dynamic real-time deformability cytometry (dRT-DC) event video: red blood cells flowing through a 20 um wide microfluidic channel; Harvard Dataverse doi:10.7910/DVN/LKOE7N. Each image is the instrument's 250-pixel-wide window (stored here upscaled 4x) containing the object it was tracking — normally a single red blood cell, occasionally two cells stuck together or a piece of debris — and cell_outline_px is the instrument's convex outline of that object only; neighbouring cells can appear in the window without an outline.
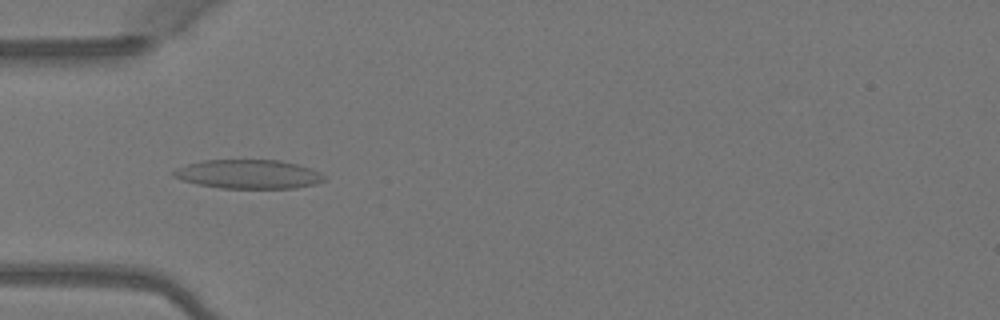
{"species": "Egyptian fruit bat (a non-hibernating species)", "species_latin": "Rousettus aegyptiacus", "temperature_condition": "warm", "stored_images_in_passage": 6, "camera_frame_rate_fps": 3000, "um_per_image_px": 0.085, "animal": {"sex": "female"}, "frame": {"image": 1, "passage_image": 4, "time_ms": 1.0, "image_size_px": [1000, 320], "cell_outline_px": [[324, 180], [316, 184], [296, 188], [220, 188], [200, 184], [184, 180], [172, 176], [172, 172], [176, 168], [188, 164], [204, 160], [280, 160], [312, 168], [320, 172], [324, 176]], "centroid_in_image_um": [21.15, 14.8], "position_along_channel_um": 63.9, "area_um2": 25.32}}
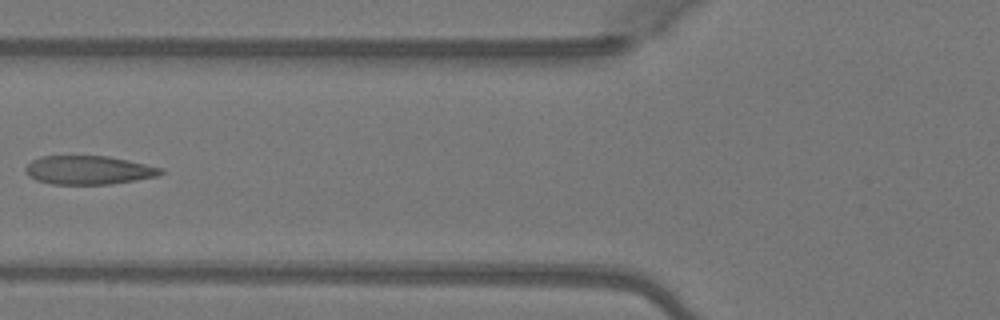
{"frame": {"image": 2, "passage_image": 5, "time_ms": 1.333, "image_size_px": [1000, 320], "cell_outline_px": [[164, 172], [156, 176], [136, 180], [108, 184], [52, 184], [36, 180], [28, 176], [24, 168], [32, 160], [40, 156], [108, 156], [128, 160], [164, 168]], "centroid_in_image_um": [7.52, 14.45], "position_along_channel_um": 118.3, "area_um2": 22.6}}
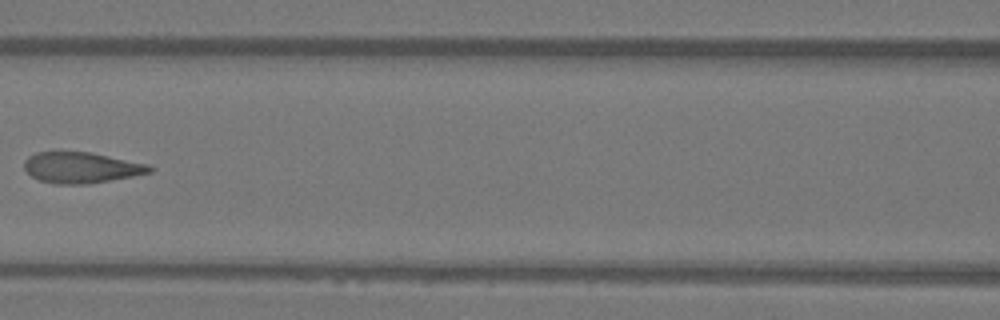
{"frame": {"image": 3, "passage_image": 6, "time_ms": 1.667, "image_size_px": [1000, 320], "cell_outline_px": [[156, 168], [152, 172], [132, 176], [88, 184], [56, 184], [40, 180], [32, 176], [24, 168], [24, 160], [28, 156], [36, 152], [92, 152], [148, 164]], "centroid_in_image_um": [6.93, 14.24], "position_along_channel_um": 159.7, "area_um2": 22.6}}